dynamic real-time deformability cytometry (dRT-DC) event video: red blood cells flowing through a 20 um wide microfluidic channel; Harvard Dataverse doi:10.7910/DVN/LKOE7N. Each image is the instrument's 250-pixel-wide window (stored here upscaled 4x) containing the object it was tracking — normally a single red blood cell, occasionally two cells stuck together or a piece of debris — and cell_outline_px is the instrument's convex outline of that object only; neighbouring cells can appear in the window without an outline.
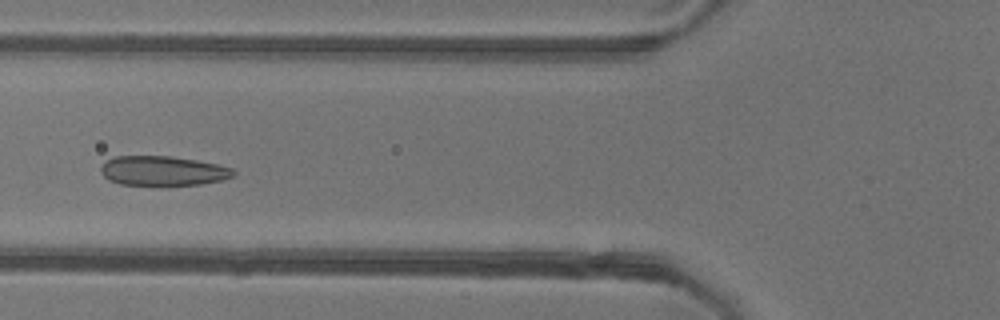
{"species": "common noctule bat (a hibernating species)", "species_latin": "Nyctalus noctula", "temperature_condition": "warm", "stored_images_in_passage": 48, "camera_frame_rate_fps": 3000, "um_per_image_px": 0.085, "animal": {"sex": "female"}, "frame": {"image": 1, "passage_image": 15, "time_ms": 4.667, "image_size_px": [1000, 320], "cell_outline_px": [[236, 176], [220, 180], [200, 184], [168, 188], [160, 188], [120, 184], [108, 180], [100, 172], [100, 168], [108, 160], [116, 156], [172, 156], [196, 160], [216, 164], [232, 168], [236, 172]], "centroid_in_image_um": [13.85, 14.57], "position_along_channel_um": 111.9, "area_um2": 23.81}}
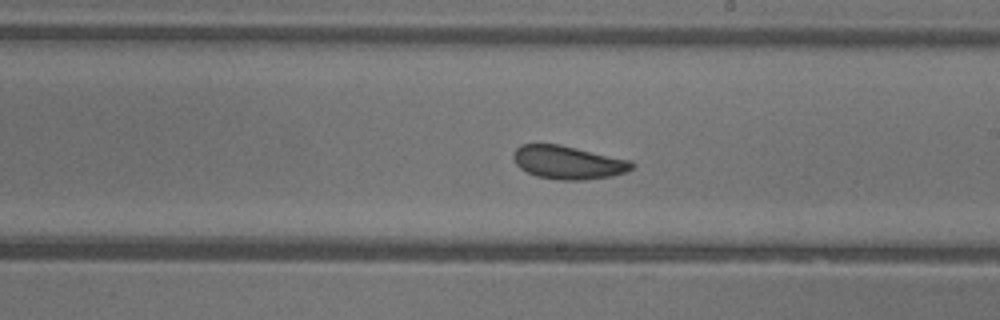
{"frame": {"image": 2, "passage_image": 25, "time_ms": 8.0, "image_size_px": [1000, 320], "cell_outline_px": [[636, 164], [632, 168], [624, 172], [612, 176], [584, 180], [560, 180], [536, 176], [520, 168], [516, 164], [512, 156], [512, 152], [520, 144], [560, 144], [632, 160]], "centroid_in_image_um": [48.28, 13.8], "position_along_channel_um": 240.7, "area_um2": 23.18}}
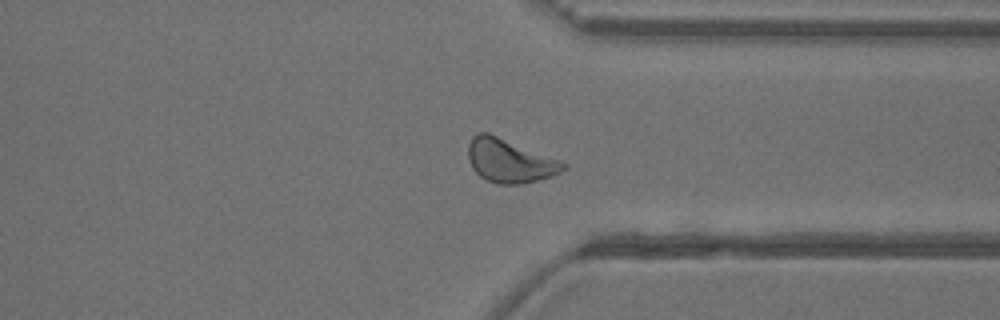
{"frame": {"image": 3, "passage_image": 35, "time_ms": 11.333, "image_size_px": [1000, 320], "cell_outline_px": [[568, 168], [552, 176], [520, 184], [496, 184], [480, 176], [472, 168], [468, 160], [468, 144], [472, 136], [480, 132], [488, 132], [564, 160], [568, 164]], "centroid_in_image_um": [43.36, 13.65], "position_along_channel_um": 368.0, "area_um2": 24.62}, "authors_computed_cell_mechanics": {"area_um2": 23.8425, "velocity_mm_per_s": 3.8562, "shape_relaxation_time_tau1_ms": 4.3787, "shape_relaxation_time_tau2_ms": 2.5289, "deformation_change_tau1": 0.1108, "deformation_change_tau2": 0.0766}}